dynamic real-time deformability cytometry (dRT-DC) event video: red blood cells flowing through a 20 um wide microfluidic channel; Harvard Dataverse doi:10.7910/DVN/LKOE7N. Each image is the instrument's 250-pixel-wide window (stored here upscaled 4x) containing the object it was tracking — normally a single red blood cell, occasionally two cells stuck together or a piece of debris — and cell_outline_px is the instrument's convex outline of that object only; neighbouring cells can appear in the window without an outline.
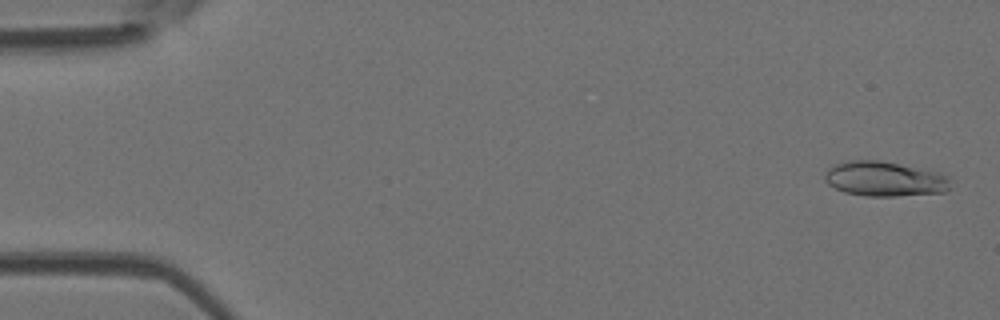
{"species": "Egyptian fruit bat (a non-hibernating species)", "species_latin": "Rousettus aegyptiacus", "temperature_condition": "room temperature", "stored_images_in_passage": 51, "camera_frame_rate_fps": 3000, "um_per_image_px": 0.085, "animal": {"sex": "female"}, "frame": {"image": 1, "passage_image": 2, "time_ms": 0.333, "image_size_px": [1000, 320], "cell_outline_px": [[948, 188], [944, 192], [896, 196], [864, 196], [844, 192], [828, 184], [824, 180], [824, 176], [828, 168], [836, 164], [848, 160], [880, 160], [940, 172], [948, 176]], "centroid_in_image_um": [75.16, 15.2], "position_along_channel_um": 9.8, "area_um2": 25.49}}
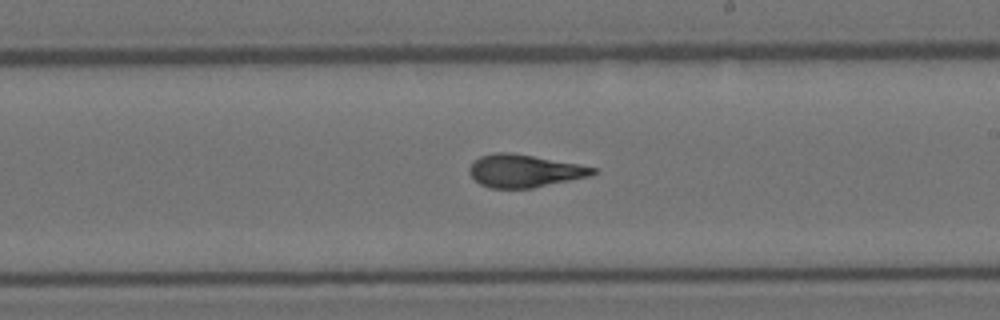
{"frame": {"image": 2, "passage_image": 30, "time_ms": 9.667, "image_size_px": [1000, 320], "cell_outline_px": [[596, 172], [588, 176], [532, 188], [488, 188], [480, 184], [468, 172], [468, 168], [480, 156], [492, 152], [512, 152], [576, 164], [596, 168]], "centroid_in_image_um": [44.5, 14.52], "position_along_channel_um": 244.5, "area_um2": 23.24}}
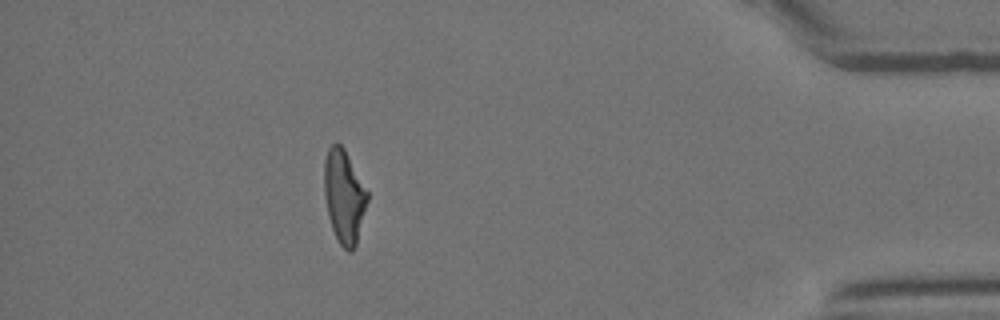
{"frame": {"image": 3, "passage_image": 46, "time_ms": 15.0, "image_size_px": [1000, 320], "cell_outline_px": [[368, 200], [356, 248], [352, 252], [348, 252], [340, 244], [332, 228], [328, 216], [324, 196], [324, 160], [328, 148], [336, 140], [344, 148], [368, 192]], "centroid_in_image_um": [29.24, 16.7], "position_along_channel_um": 406.0, "area_um2": 23.7}, "authors_computed_cell_mechanics": {"area_um2": 23.7558, "velocity_mm_per_s": 3.9506, "shape_relaxation_time_tau1_ms": 7.7048, "shape_relaxation_time_tau2_ms": 1.9071, "deformation_change_tau1": 0.2659, "deformation_change_tau2": 0.0994}}